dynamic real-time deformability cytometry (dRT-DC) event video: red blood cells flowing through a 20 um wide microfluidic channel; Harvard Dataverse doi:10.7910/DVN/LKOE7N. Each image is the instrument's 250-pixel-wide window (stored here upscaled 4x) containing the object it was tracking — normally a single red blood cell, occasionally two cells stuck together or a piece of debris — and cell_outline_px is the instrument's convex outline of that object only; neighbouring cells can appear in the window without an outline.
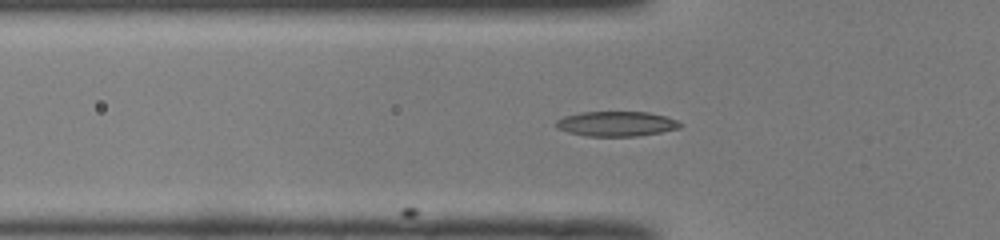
{"species": "common noctule bat (a hibernating species)", "species_latin": "Nyctalus noctula", "temperature_condition": "room temperature", "stored_images_in_passage": 5, "camera_frame_rate_fps": 3000, "um_per_image_px": 0.085, "animal": {"sex": "male", "body_mass_g": 19.0, "forearm_length_mm": 50.8}, "frame": {"image": 1, "passage_image": 5, "time_ms": 1.333, "image_size_px": [1000, 240], "cell_outline_px": [[684, 124], [680, 128], [660, 132], [636, 136], [584, 136], [568, 132], [556, 128], [556, 120], [564, 116], [580, 112], [648, 112], [664, 116], [676, 120]], "centroid_in_image_um": [52.37, 10.52], "position_along_channel_um": 73.4, "area_um2": 18.03}}